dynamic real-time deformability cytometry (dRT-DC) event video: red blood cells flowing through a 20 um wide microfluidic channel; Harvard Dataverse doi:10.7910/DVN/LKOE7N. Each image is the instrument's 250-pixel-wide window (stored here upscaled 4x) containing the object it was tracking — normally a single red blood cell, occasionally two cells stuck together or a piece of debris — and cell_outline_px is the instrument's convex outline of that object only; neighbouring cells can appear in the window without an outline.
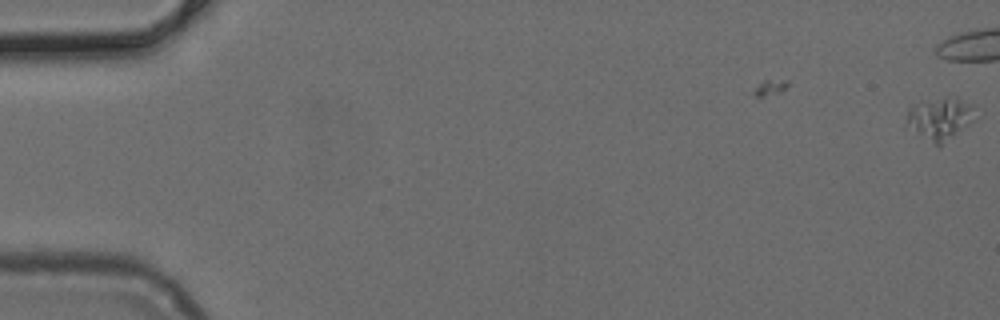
{"species": "common noctule bat (a hibernating species)", "species_latin": "Nyctalus noctula", "temperature_condition": "cold", "stored_images_in_passage": 2, "camera_frame_rate_fps": 3000, "um_per_image_px": 0.085, "animal": {"sex": "female", "body_mass_g": 24.6, "forearm_length_mm": 56.2}, "frame": {"image": 1, "passage_image": 2, "time_ms": 0.333, "image_size_px": [1000, 320], "cell_outline_px": [[972, 120], [968, 124], [940, 148], [936, 148], [904, 124], [908, 112], [912, 108], [956, 96], [972, 104]], "centroid_in_image_um": [79.89, 10.19], "position_along_channel_um": 5.1, "area_um2": 16.18}}